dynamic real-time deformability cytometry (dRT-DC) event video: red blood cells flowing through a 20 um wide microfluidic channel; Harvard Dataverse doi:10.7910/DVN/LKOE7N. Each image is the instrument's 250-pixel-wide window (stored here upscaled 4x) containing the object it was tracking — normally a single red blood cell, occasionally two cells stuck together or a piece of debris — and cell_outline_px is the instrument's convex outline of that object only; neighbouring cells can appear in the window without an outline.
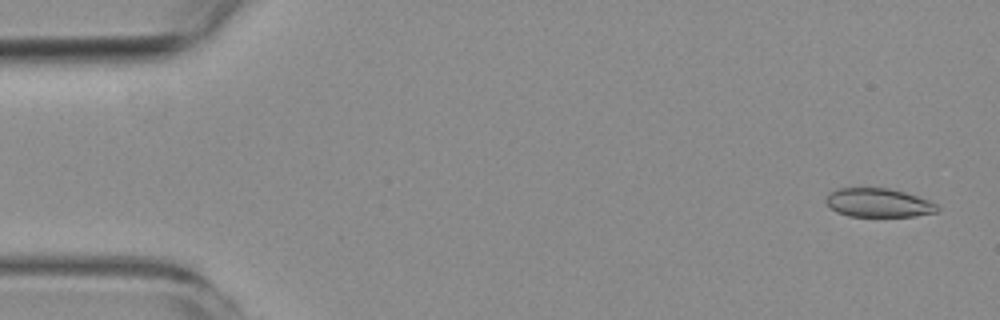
{"species": "common noctule bat (a hibernating species)", "species_latin": "Nyctalus noctula", "temperature_condition": "room temperature", "stored_images_in_passage": 6, "segment_of_instrument_passage": [2, 2], "camera_frame_rate_fps": 3000, "um_per_image_px": 0.085, "animal": {"sex": "female", "body_mass_g": 19.3, "forearm_length_mm": 54.1}, "frame": {"image": 1, "passage_image": 6, "time_ms": 6.333, "image_size_px": [1000, 320], "cell_outline_px": [[940, 208], [936, 212], [916, 216], [848, 216], [836, 212], [824, 200], [828, 192], [836, 188], [888, 188], [904, 192], [928, 200], [936, 204]], "centroid_in_image_um": [74.63, 17.23], "position_along_channel_um": 10.4, "area_um2": 18.67}}